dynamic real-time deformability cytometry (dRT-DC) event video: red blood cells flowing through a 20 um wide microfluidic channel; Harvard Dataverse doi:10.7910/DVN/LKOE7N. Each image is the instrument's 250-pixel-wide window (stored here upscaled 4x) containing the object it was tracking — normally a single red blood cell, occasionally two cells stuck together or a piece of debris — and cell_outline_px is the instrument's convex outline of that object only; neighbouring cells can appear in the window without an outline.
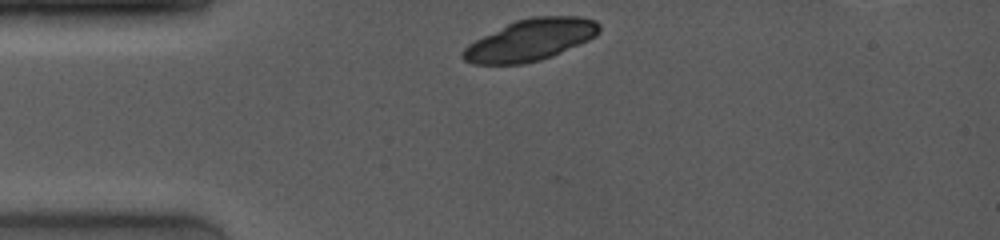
{"species": "common noctule bat (a hibernating species)", "species_latin": "Nyctalus noctula", "temperature_condition": "room temperature", "stored_images_in_passage": 2, "camera_frame_rate_fps": 4000, "um_per_image_px": 0.085, "animal": {"sex": "female", "body_mass_g": 19.0, "forearm_length_mm": 53.3}, "frame": {"image": 1, "passage_image": 1, "time_ms": 0.0, "image_size_px": [1000, 240], "cell_outline_px": [[600, 32], [596, 36], [588, 40], [552, 56], [540, 60], [520, 64], [472, 64], [464, 60], [460, 56], [460, 52], [468, 44], [516, 20], [532, 16], [580, 16], [596, 20], [600, 24]], "centroid_in_image_um": [45.1, 3.39], "position_along_channel_um": 39.9, "area_um2": 32.89}}